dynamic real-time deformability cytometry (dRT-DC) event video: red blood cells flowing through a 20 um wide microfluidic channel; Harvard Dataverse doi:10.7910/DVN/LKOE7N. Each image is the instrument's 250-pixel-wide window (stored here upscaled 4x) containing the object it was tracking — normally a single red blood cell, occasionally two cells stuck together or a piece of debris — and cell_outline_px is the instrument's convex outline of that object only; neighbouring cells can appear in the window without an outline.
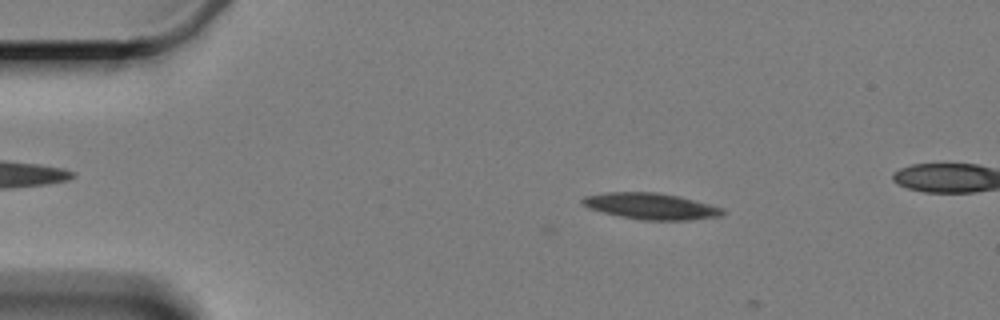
{"species": "Egyptian fruit bat (a non-hibernating species)", "species_latin": "Rousettus aegyptiacus", "temperature_condition": "cold", "stored_images_in_passage": 4, "camera_frame_rate_fps": 3000, "um_per_image_px": 0.085, "animal": {"sex": "female"}, "frame": {"image": 1, "passage_image": 3, "time_ms": 3.333, "image_size_px": [1000, 320], "cell_outline_px": [[728, 212], [724, 216], [688, 220], [644, 220], [620, 216], [588, 208], [580, 204], [580, 200], [584, 196], [608, 192], [656, 192], [676, 196], [712, 204], [724, 208]], "centroid_in_image_um": [55.37, 17.53], "position_along_channel_um": 29.6, "area_um2": 21.62}}